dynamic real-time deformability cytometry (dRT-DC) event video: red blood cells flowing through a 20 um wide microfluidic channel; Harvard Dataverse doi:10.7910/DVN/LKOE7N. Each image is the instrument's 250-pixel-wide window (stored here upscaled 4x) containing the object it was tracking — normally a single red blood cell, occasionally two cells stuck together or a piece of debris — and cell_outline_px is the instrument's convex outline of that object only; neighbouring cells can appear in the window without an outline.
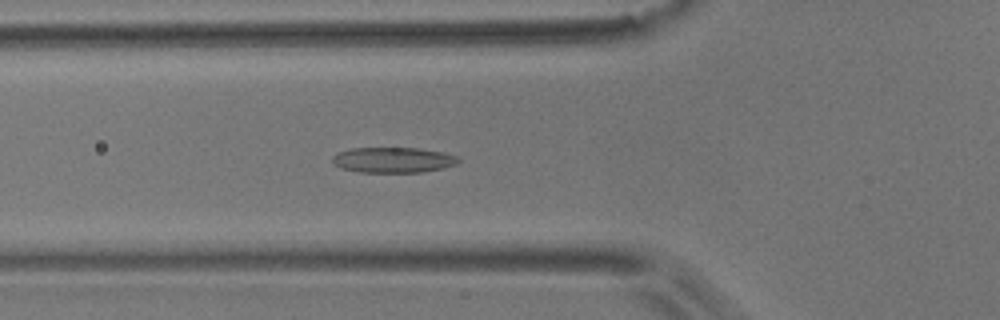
{"species": "common noctule bat (a hibernating species)", "species_latin": "Nyctalus noctula", "temperature_condition": "room temperature", "stored_images_in_passage": 53, "camera_frame_rate_fps": 3000, "um_per_image_px": 0.085, "animal": {"sex": "male", "body_mass_g": 17.9}, "frame": {"image": 1, "passage_image": 18, "time_ms": 5.667, "image_size_px": [1000, 320], "cell_outline_px": [[460, 160], [456, 164], [444, 168], [420, 172], [360, 172], [340, 168], [332, 164], [332, 156], [340, 152], [352, 148], [420, 148], [444, 152], [456, 156]], "centroid_in_image_um": [33.41, 13.59], "position_along_channel_um": 92.4, "area_um2": 18.73}}
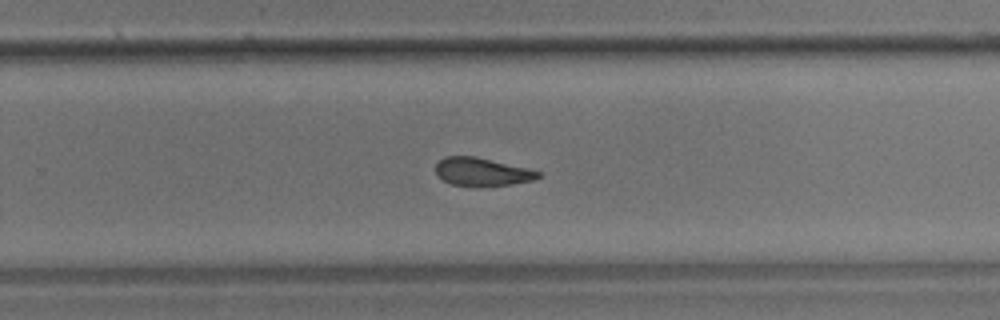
{"frame": {"image": 2, "passage_image": 34, "time_ms": 11.0, "image_size_px": [1000, 320], "cell_outline_px": [[540, 176], [532, 180], [512, 184], [480, 188], [476, 188], [452, 184], [444, 180], [436, 172], [436, 164], [444, 156], [476, 156], [528, 168], [540, 172]], "centroid_in_image_um": [40.97, 14.62], "position_along_channel_um": 288.8, "area_um2": 17.05}}
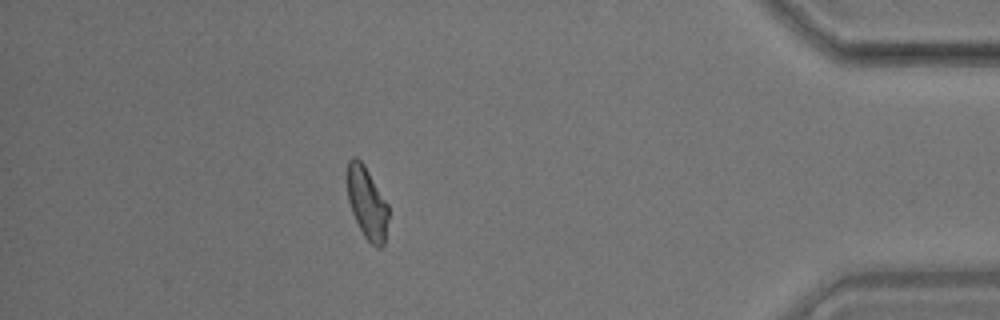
{"frame": {"image": 3, "passage_image": 47, "time_ms": 15.333, "image_size_px": [1000, 320], "cell_outline_px": [[388, 220], [384, 244], [380, 248], [376, 248], [364, 236], [352, 212], [348, 200], [348, 160], [352, 156], [356, 156], [364, 164], [388, 204]], "centroid_in_image_um": [31.21, 17.25], "position_along_channel_um": 404.0, "area_um2": 17.11}, "authors_computed_cell_mechanics": {"area_um2": 18.0914, "velocity_mm_per_s": 3.6776, "shape_relaxation_time_tau1_ms": 8.5077, "shape_relaxation_time_tau2_ms": 2.3, "deformation_change_tau1": 0.1927, "deformation_change_tau2": 0.0934}}